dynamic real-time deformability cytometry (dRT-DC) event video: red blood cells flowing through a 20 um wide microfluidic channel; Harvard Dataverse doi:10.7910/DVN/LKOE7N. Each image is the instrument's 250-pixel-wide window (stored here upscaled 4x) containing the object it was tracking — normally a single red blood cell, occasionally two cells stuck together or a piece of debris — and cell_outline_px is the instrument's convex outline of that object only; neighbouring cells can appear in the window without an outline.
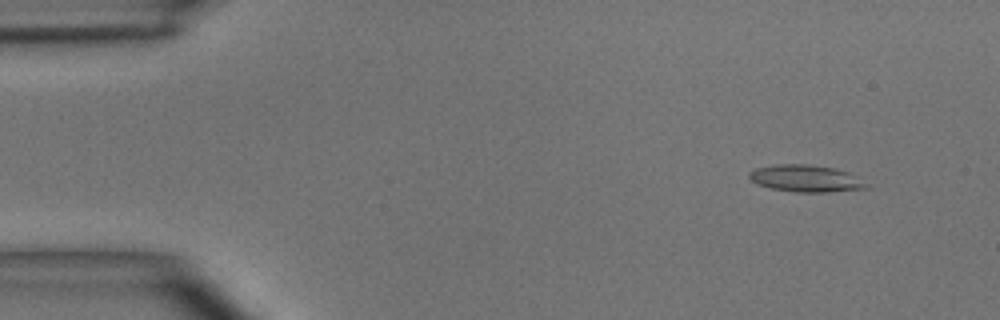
{"species": "common noctule bat (a hibernating species)", "species_latin": "Nyctalus noctula", "temperature_condition": "room temperature", "stored_images_in_passage": 46, "camera_frame_rate_fps": 3000, "um_per_image_px": 0.085, "animal": {"sex": "male", "body_mass_g": 15.6}, "frame": {"image": 1, "passage_image": 2, "time_ms": 0.333, "image_size_px": [1000, 320], "cell_outline_px": [[872, 188], [828, 192], [796, 192], [772, 188], [756, 184], [748, 176], [748, 172], [756, 168], [772, 164], [808, 164], [836, 168], [848, 172], [868, 184]], "centroid_in_image_um": [68.5, 15.16], "position_along_channel_um": 16.5, "area_um2": 18.55}}
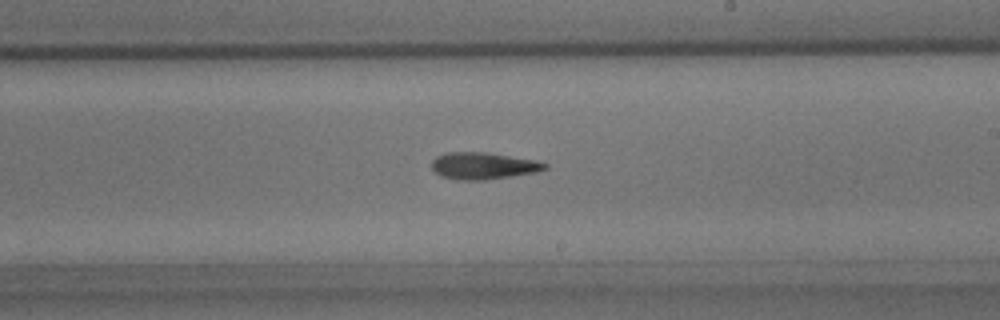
{"frame": {"image": 2, "passage_image": 26, "time_ms": 8.333, "image_size_px": [1000, 320], "cell_outline_px": [[548, 168], [536, 172], [484, 180], [460, 180], [440, 176], [432, 168], [432, 160], [436, 156], [448, 152], [484, 152], [536, 160], [548, 164]], "centroid_in_image_um": [41.07, 14.09], "position_along_channel_um": 247.9, "area_um2": 17.63}}
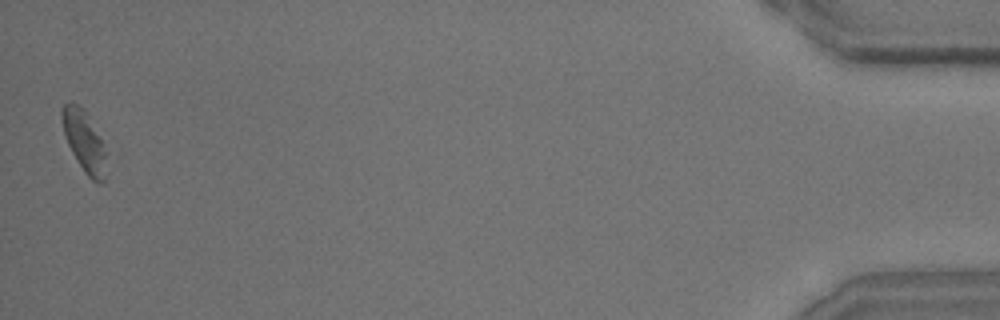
{"frame": {"image": 3, "passage_image": 46, "time_ms": 15.0, "image_size_px": [1000, 320], "cell_outline_px": [[108, 152], [104, 180], [100, 184], [92, 180], [84, 172], [76, 160], [68, 144], [64, 132], [60, 116], [60, 112], [64, 104], [72, 100], [84, 108]], "centroid_in_image_um": [7.17, 12.0], "position_along_channel_um": 428.0, "area_um2": 16.13}}